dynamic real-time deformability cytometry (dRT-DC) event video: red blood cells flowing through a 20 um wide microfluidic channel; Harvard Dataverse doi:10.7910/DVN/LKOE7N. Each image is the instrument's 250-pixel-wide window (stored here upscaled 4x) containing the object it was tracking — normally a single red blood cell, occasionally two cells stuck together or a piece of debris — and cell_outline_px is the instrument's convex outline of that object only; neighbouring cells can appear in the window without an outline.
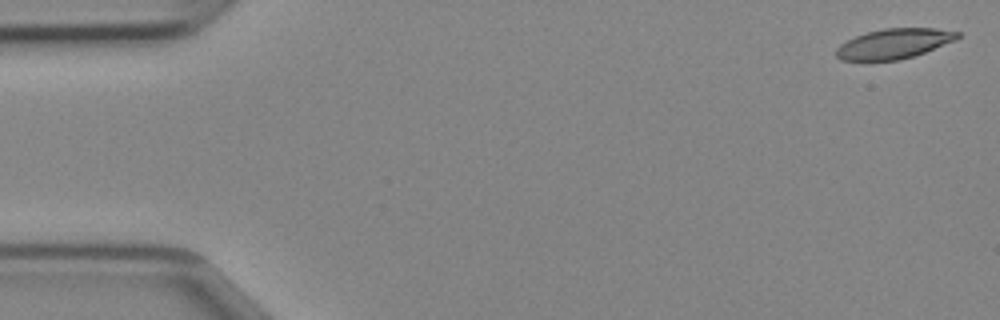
{"species": "Egyptian fruit bat (a non-hibernating species)", "species_latin": "Rousettus aegyptiacus", "temperature_condition": "cold", "stored_images_in_passage": 46, "camera_frame_rate_fps": 3000, "um_per_image_px": 0.085, "animal": {"sex": "female"}, "frame": {"image": 1, "passage_image": 1, "time_ms": 0.0, "image_size_px": [1000, 320], "cell_outline_px": [[960, 36], [956, 40], [924, 52], [900, 60], [840, 60], [836, 56], [836, 48], [840, 44], [856, 36], [868, 32], [884, 28], [936, 28], [960, 32]], "centroid_in_image_um": [76.0, 3.71], "position_along_channel_um": 9.0, "area_um2": 21.04}}
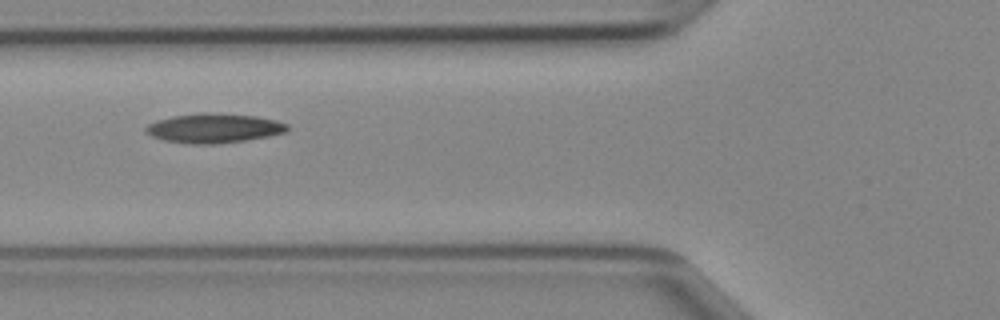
{"frame": {"image": 2, "passage_image": 17, "time_ms": 5.333, "image_size_px": [1000, 320], "cell_outline_px": [[292, 128], [284, 132], [268, 136], [244, 140], [212, 144], [188, 144], [164, 140], [152, 136], [144, 132], [144, 128], [148, 124], [156, 120], [172, 116], [204, 112], [208, 112], [256, 116], [276, 120], [288, 124]], "centroid_in_image_um": [18.16, 10.89], "position_along_channel_um": 107.6, "area_um2": 24.33}}
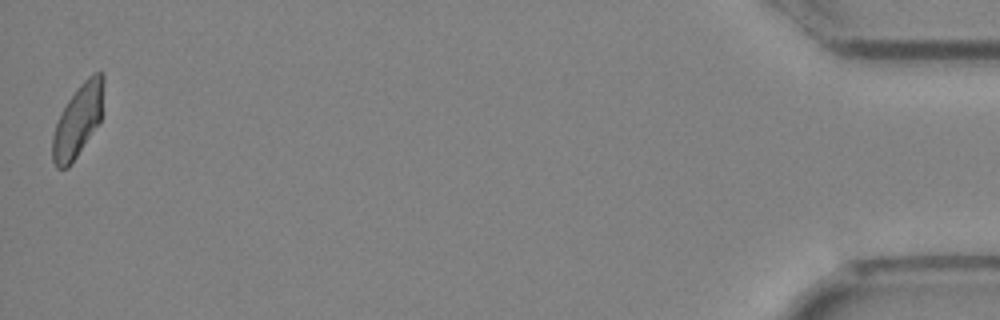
{"frame": {"image": 3, "passage_image": 46, "time_ms": 15.0, "image_size_px": [1000, 320], "cell_outline_px": [[104, 80], [100, 120], [68, 168], [56, 168], [52, 160], [52, 136], [60, 112], [76, 88], [92, 72], [104, 72]], "centroid_in_image_um": [6.6, 10.21], "position_along_channel_um": 428.6, "area_um2": 21.27}}